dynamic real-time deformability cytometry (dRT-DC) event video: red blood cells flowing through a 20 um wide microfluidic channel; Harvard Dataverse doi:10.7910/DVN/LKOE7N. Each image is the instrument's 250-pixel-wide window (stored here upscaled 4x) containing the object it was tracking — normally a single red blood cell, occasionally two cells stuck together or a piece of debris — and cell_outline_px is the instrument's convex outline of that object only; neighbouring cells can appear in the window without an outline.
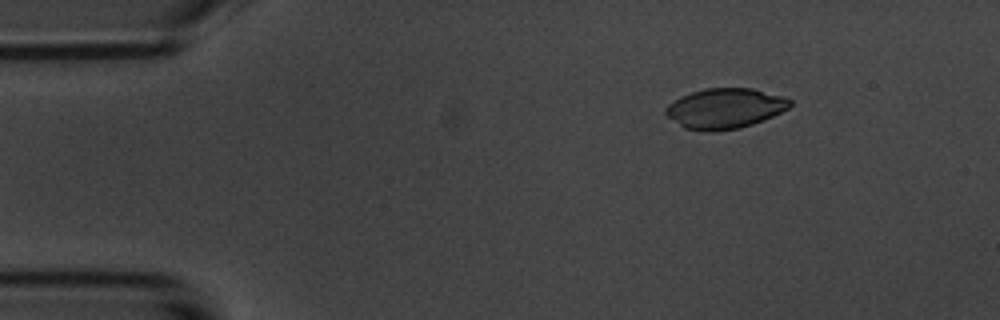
{"species": "common noctule bat (a hibernating species)", "species_latin": "Nyctalus noctula", "temperature_condition": "room temperature", "stored_images_in_passage": 6, "camera_frame_rate_fps": 3000, "um_per_image_px": 0.085, "animal": {"sex": "male", "body_mass_g": 20.1, "forearm_length_mm": 53.5}, "frame": {"image": 1, "passage_image": 2, "time_ms": 1.333, "image_size_px": [1000, 320], "cell_outline_px": [[792, 104], [788, 108], [772, 116], [752, 124], [740, 128], [712, 132], [704, 132], [684, 128], [668, 116], [664, 112], [664, 108], [668, 104], [680, 96], [704, 88], [752, 88], [780, 96], [792, 100]], "centroid_in_image_um": [61.58, 9.22], "position_along_channel_um": 23.4, "area_um2": 29.07}}